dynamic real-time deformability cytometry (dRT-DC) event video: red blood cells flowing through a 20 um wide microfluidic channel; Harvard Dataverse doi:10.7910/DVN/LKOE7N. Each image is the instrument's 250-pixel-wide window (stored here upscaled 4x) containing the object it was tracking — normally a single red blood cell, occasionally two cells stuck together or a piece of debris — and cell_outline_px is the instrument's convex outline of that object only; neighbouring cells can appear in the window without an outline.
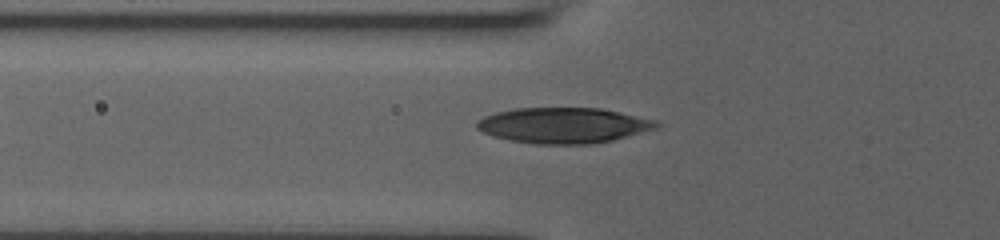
{"species": "human", "species_latin": "Homo sapiens", "temperature_condition": "room temperature", "stored_images_in_passage": 6, "camera_frame_rate_fps": 3000, "um_per_image_px": 0.085, "donor": {"sex": "male"}, "frame": {"image": 1, "passage_image": 6, "time_ms": 4.333, "image_size_px": [1000, 240], "cell_outline_px": [[660, 124], [656, 128], [612, 140], [588, 144], [536, 144], [508, 140], [492, 136], [476, 128], [476, 124], [484, 116], [496, 112], [516, 108], [600, 108], [656, 120]], "centroid_in_image_um": [47.86, 10.65], "position_along_channel_um": 77.9, "area_um2": 36.99}}